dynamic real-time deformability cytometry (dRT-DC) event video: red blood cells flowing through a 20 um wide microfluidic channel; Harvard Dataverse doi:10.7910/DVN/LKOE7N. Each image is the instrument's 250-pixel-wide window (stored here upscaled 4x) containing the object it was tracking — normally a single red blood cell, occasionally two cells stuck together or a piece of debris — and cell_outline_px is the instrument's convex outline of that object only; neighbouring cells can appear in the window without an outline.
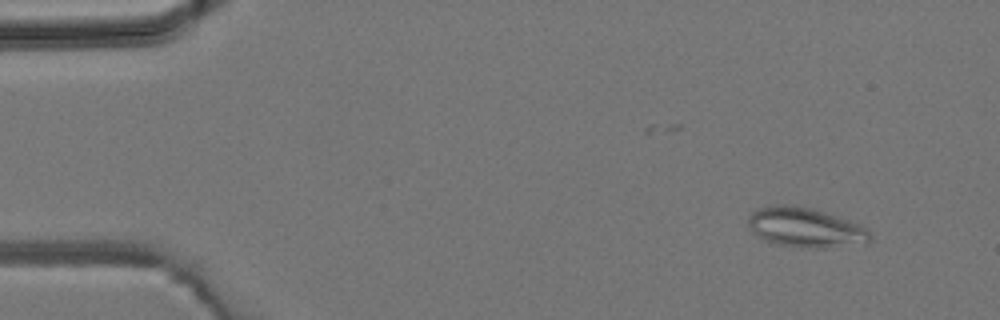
{"species": "common noctule bat (a hibernating species)", "species_latin": "Nyctalus noctula", "temperature_condition": "room temperature", "stored_images_in_passage": 10, "camera_frame_rate_fps": 3000, "um_per_image_px": 0.085, "animal": {"sex": "male", "body_mass_g": 19.2, "forearm_length_mm": 51.8}, "frame": {"image": 1, "passage_image": 3, "time_ms": 0.667, "image_size_px": [1000, 320], "cell_outline_px": [[872, 240], [868, 244], [820, 248], [808, 248], [776, 244], [764, 240], [756, 236], [752, 232], [748, 224], [748, 216], [756, 208], [776, 204], [780, 204], [812, 208], [848, 220], [864, 228], [872, 236]], "centroid_in_image_um": [68.43, 19.35], "position_along_channel_um": 16.6, "area_um2": 28.26}}